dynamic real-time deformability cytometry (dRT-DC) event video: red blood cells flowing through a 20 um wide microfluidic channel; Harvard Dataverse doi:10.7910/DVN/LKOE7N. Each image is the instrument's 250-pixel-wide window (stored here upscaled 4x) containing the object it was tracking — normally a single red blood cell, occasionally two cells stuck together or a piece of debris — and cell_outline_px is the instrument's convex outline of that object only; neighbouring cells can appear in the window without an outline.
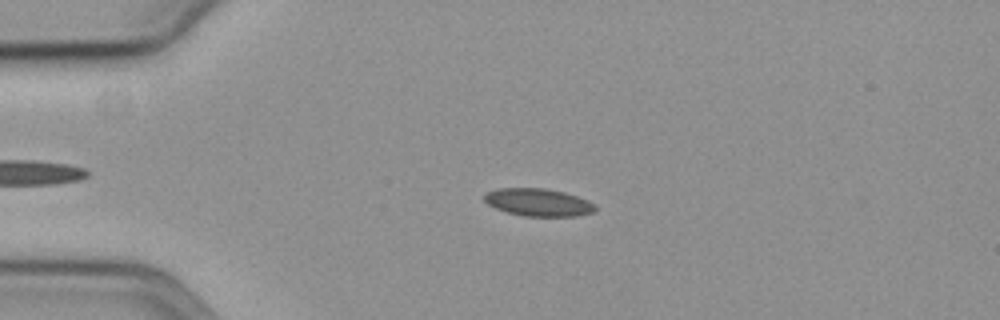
{"species": "common noctule bat (a hibernating species)", "species_latin": "Nyctalus noctula", "temperature_condition": "cold", "stored_images_in_passage": 47, "camera_frame_rate_fps": 3000, "um_per_image_px": 0.085, "animal": {"sex": "female", "body_mass_g": 19.3, "forearm_length_mm": 54.1}, "frame": {"image": 1, "passage_image": 9, "time_ms": 2.667, "image_size_px": [1000, 320], "cell_outline_px": [[596, 208], [592, 212], [576, 216], [524, 216], [508, 212], [496, 208], [488, 204], [484, 200], [484, 196], [488, 192], [496, 188], [544, 188], [564, 192], [588, 200], [596, 204]], "centroid_in_image_um": [45.76, 17.19], "position_along_channel_um": 39.2, "area_um2": 17.74}}
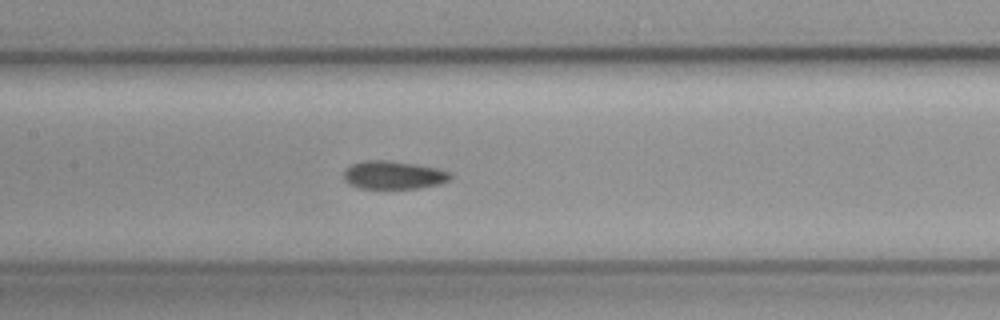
{"frame": {"image": 2, "passage_image": 23, "time_ms": 7.333, "image_size_px": [1000, 320], "cell_outline_px": [[452, 176], [448, 180], [440, 184], [416, 188], [360, 188], [348, 184], [344, 180], [344, 168], [352, 164], [364, 160], [388, 160], [416, 164], [440, 168], [448, 172]], "centroid_in_image_um": [33.42, 14.87], "position_along_channel_um": 174.0, "area_um2": 17.57}}
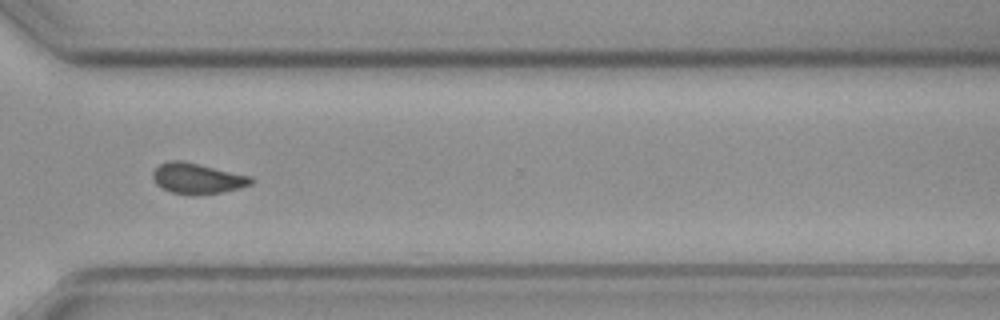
{"frame": {"image": 3, "passage_image": 38, "time_ms": 12.333, "image_size_px": [1000, 320], "cell_outline_px": [[252, 184], [240, 188], [224, 192], [192, 196], [172, 192], [160, 188], [152, 180], [152, 172], [160, 164], [168, 160], [184, 160], [252, 176]], "centroid_in_image_um": [16.75, 15.17], "position_along_channel_um": 353.8, "area_um2": 17.98}}